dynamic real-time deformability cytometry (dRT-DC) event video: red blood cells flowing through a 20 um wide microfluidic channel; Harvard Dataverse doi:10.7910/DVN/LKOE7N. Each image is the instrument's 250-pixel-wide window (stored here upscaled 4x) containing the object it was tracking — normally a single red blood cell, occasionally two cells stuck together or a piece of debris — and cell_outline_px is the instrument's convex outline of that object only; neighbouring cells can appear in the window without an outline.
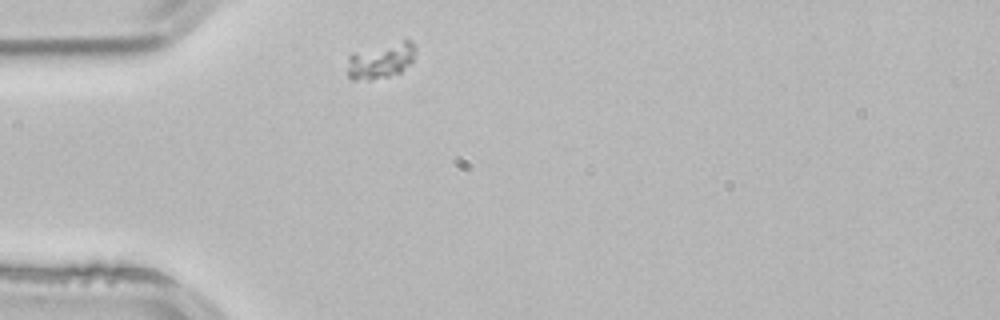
{"species": "common noctule bat (a hibernating species)", "species_latin": "Nyctalus noctula", "temperature_condition": "room temperature", "stored_images_in_passage": 1, "camera_frame_rate_fps": 3000, "um_per_image_px": 0.085, "animal": {"sex": "male", "body_mass_g": 21.5, "forearm_length_mm": 52.0}, "frame": {"image": 1, "passage_image": 1, "time_ms": 0.0, "image_size_px": [1000, 320], "cell_outline_px": [[416, 52], [412, 60], [400, 72], [388, 76], [368, 80], [352, 80], [348, 76], [348, 56], [352, 52], [404, 36], [416, 48]], "centroid_in_image_um": [32.37, 5.07], "position_along_channel_um": 52.6, "area_um2": 14.8}}